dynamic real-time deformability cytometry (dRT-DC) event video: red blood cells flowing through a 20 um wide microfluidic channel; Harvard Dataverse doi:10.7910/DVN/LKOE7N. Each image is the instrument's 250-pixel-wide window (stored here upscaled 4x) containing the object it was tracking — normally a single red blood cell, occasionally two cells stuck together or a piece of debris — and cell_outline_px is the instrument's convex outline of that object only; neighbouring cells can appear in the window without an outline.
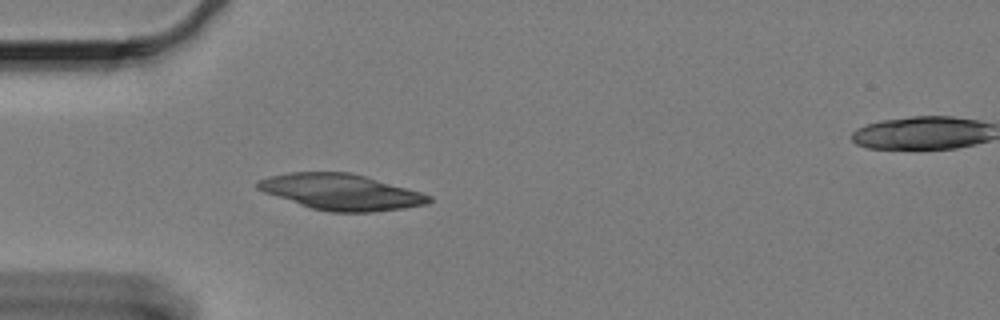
{"species": "Egyptian fruit bat (a non-hibernating species)", "species_latin": "Rousettus aegyptiacus", "temperature_condition": "cold", "stored_images_in_passage": 44, "camera_frame_rate_fps": 3000, "um_per_image_px": 0.085, "animal": {"sex": "female"}, "frame": {"image": 1, "passage_image": 1, "time_ms": 0.0, "image_size_px": [1000, 320], "cell_outline_px": [[432, 200], [428, 204], [404, 208], [372, 212], [328, 212], [312, 208], [264, 192], [256, 188], [256, 184], [260, 180], [268, 176], [288, 172], [348, 172], [364, 176], [420, 192], [432, 196]], "centroid_in_image_um": [28.99, 16.32], "position_along_channel_um": 56.0, "area_um2": 35.49}}
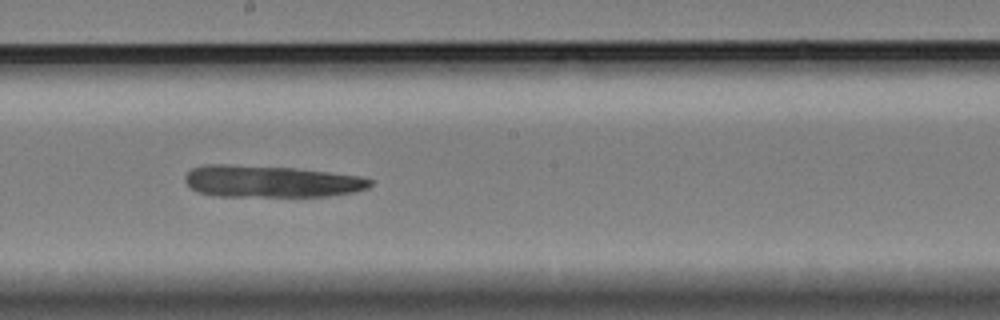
{"frame": {"image": 2, "passage_image": 17, "time_ms": 5.333, "image_size_px": [1000, 320], "cell_outline_px": [[372, 184], [368, 188], [356, 192], [328, 196], [212, 196], [196, 192], [184, 180], [184, 176], [192, 168], [204, 164], [228, 164], [296, 168], [360, 176], [372, 180]], "centroid_in_image_um": [23.01, 15.42], "position_along_channel_um": 225.2, "area_um2": 34.62}}
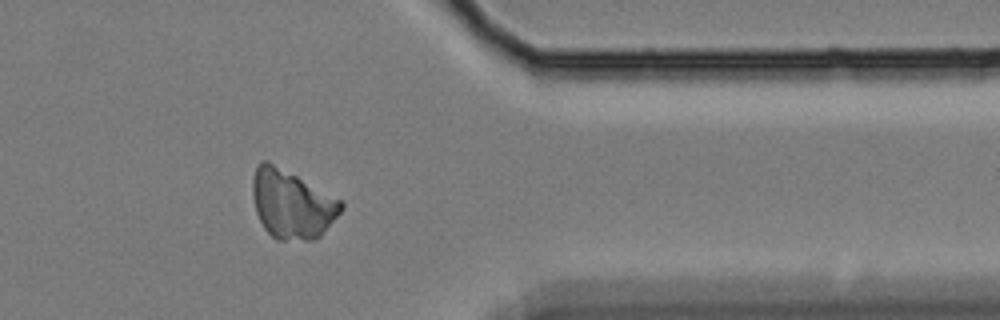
{"frame": {"image": 3, "passage_image": 33, "time_ms": 10.667, "image_size_px": [1000, 320], "cell_outline_px": [[344, 208], [320, 236], [316, 240], [276, 240], [264, 228], [256, 212], [252, 196], [252, 180], [256, 164], [260, 160], [264, 160], [296, 176], [340, 200], [344, 204]], "centroid_in_image_um": [24.77, 17.38], "position_along_channel_um": 386.6, "area_um2": 34.91}}